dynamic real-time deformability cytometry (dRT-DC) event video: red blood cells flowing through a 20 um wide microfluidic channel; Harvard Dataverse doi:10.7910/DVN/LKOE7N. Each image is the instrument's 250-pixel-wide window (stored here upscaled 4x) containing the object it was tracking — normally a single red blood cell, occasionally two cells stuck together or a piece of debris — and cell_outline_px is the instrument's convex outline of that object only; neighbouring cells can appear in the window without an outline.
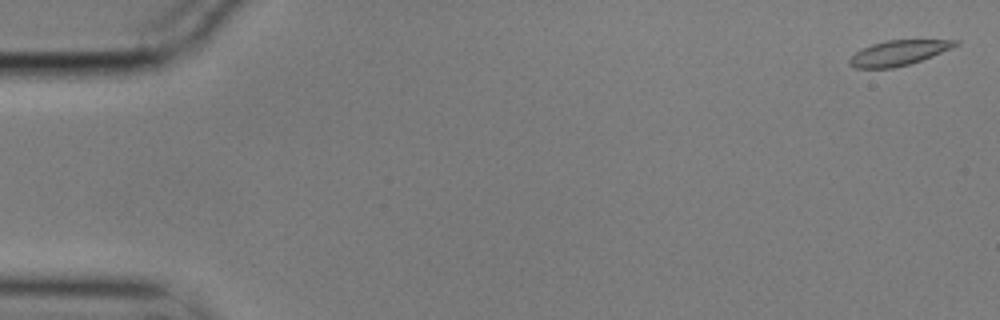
{"species": "common noctule bat (a hibernating species)", "species_latin": "Nyctalus noctula", "temperature_condition": "cold", "stored_images_in_passage": 48, "camera_frame_rate_fps": 3000, "um_per_image_px": 0.085, "animal": {"sex": "male", "body_mass_g": 17.9}, "frame": {"image": 1, "passage_image": 2, "time_ms": 0.333, "image_size_px": [1000, 320], "cell_outline_px": [[960, 44], [952, 48], [932, 56], [908, 64], [892, 68], [856, 68], [848, 64], [848, 60], [856, 52], [872, 44], [888, 40], [960, 40]], "centroid_in_image_um": [76.38, 4.49], "position_along_channel_um": 8.6, "area_um2": 15.26}}
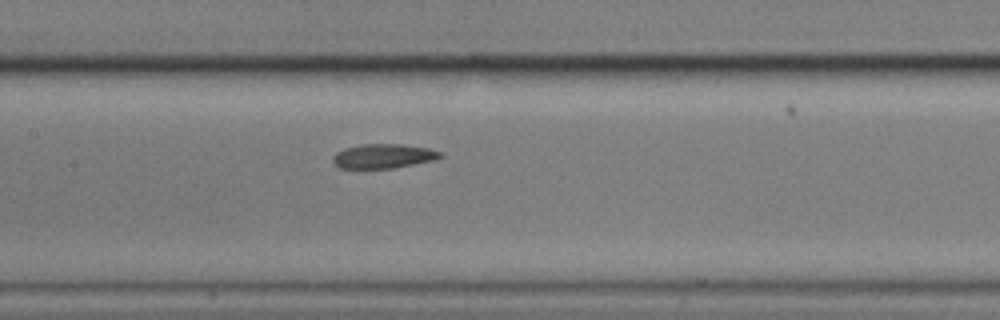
{"frame": {"image": 2, "passage_image": 28, "time_ms": 9.0, "image_size_px": [1000, 320], "cell_outline_px": [[444, 156], [436, 160], [392, 168], [340, 168], [332, 164], [332, 156], [336, 152], [344, 148], [364, 144], [400, 144], [428, 148], [444, 152]], "centroid_in_image_um": [32.6, 13.27], "position_along_channel_um": 174.8, "area_um2": 15.43}}
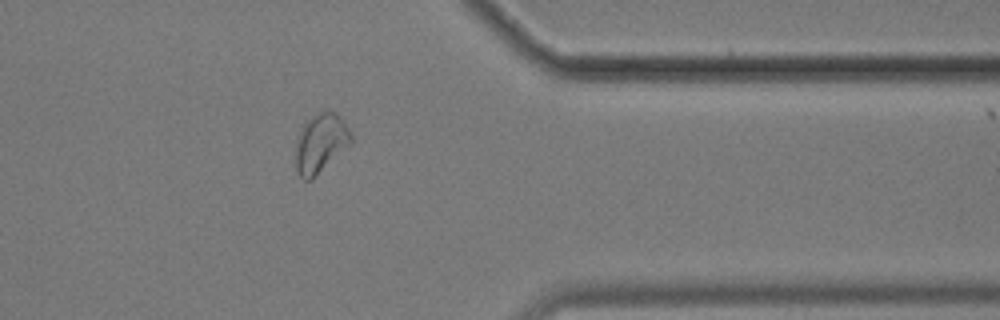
{"frame": {"image": 3, "passage_image": 47, "time_ms": 15.333, "image_size_px": [1000, 320], "cell_outline_px": [[352, 140], [312, 180], [304, 180], [300, 176], [296, 168], [296, 140], [304, 124], [316, 112], [332, 108], [344, 120], [352, 132]], "centroid_in_image_um": [27.26, 12.11], "position_along_channel_um": 384.1, "area_um2": 19.02}}